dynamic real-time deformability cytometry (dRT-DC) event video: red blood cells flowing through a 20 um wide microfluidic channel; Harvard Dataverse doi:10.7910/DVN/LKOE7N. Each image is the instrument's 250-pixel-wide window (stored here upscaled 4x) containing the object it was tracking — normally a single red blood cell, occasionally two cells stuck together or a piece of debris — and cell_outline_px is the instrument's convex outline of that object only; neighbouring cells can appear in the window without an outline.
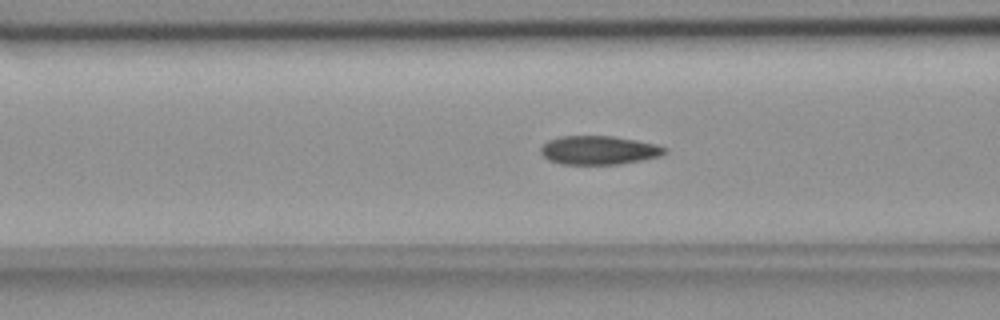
{"species": "common noctule bat (a hibernating species)", "species_latin": "Nyctalus noctula", "temperature_condition": "room temperature", "stored_images_in_passage": 45, "camera_frame_rate_fps": 3000, "um_per_image_px": 0.085, "animal": {"sex": "female", "body_mass_g": 18.4}, "frame": {"image": 1, "passage_image": 22, "time_ms": 7.0, "image_size_px": [1000, 320], "cell_outline_px": [[668, 152], [660, 156], [640, 160], [616, 164], [560, 164], [548, 160], [540, 152], [540, 148], [548, 140], [560, 136], [612, 136], [636, 140], [656, 144], [668, 148]], "centroid_in_image_um": [50.9, 12.76], "position_along_channel_um": 115.7, "area_um2": 20.75}}
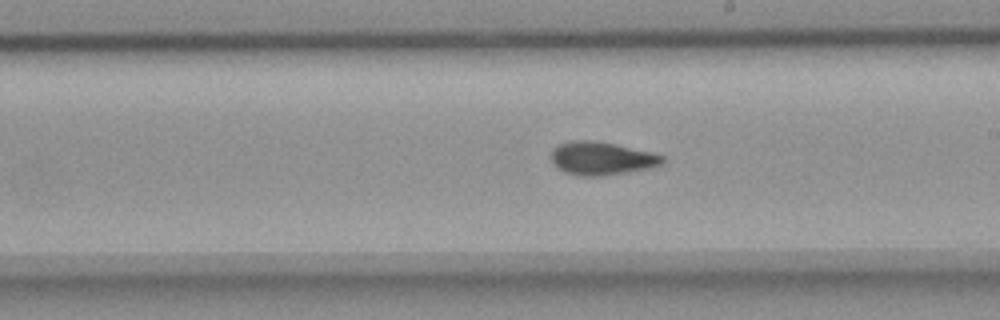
{"frame": {"image": 2, "passage_image": 32, "time_ms": 10.333, "image_size_px": [1000, 320], "cell_outline_px": [[664, 160], [660, 164], [648, 168], [600, 176], [580, 176], [564, 172], [556, 168], [552, 164], [552, 148], [568, 140], [592, 140], [652, 152], [664, 156]], "centroid_in_image_um": [51.07, 13.46], "position_along_channel_um": 237.9, "area_um2": 21.33}}
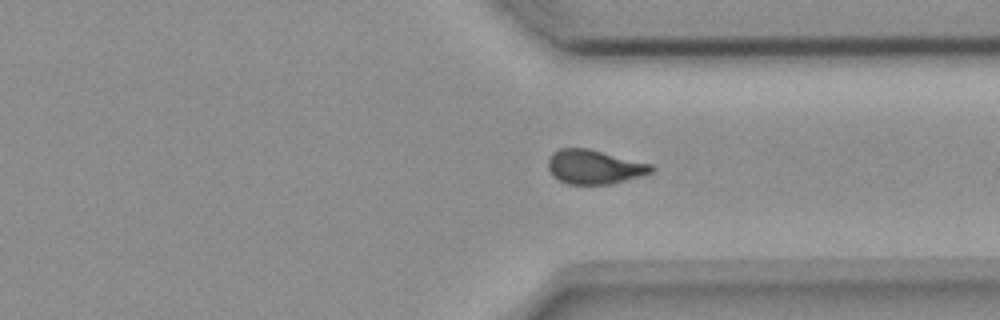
{"frame": {"image": 3, "passage_image": 42, "time_ms": 13.667, "image_size_px": [1000, 320], "cell_outline_px": [[656, 168], [652, 172], [640, 176], [612, 184], [568, 184], [552, 176], [548, 168], [548, 160], [552, 152], [560, 148], [588, 148], [652, 164]], "centroid_in_image_um": [50.51, 14.18], "position_along_channel_um": 360.9, "area_um2": 20.63}}